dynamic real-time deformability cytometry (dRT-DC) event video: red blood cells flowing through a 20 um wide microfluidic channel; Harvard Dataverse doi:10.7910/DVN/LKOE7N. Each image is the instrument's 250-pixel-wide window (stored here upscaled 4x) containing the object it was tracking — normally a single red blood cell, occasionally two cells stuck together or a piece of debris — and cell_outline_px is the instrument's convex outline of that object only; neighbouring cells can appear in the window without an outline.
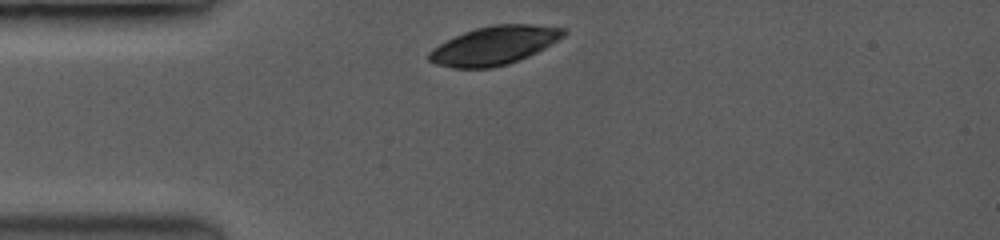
{"species": "common noctule bat (a hibernating species)", "species_latin": "Nyctalus noctula", "temperature_condition": "room temperature", "stored_images_in_passage": 3, "camera_frame_rate_fps": 3500, "um_per_image_px": 0.085, "animal": {"sex": "female", "body_mass_g": 19.0, "forearm_length_mm": 53.3}, "frame": {"image": 1, "passage_image": 1, "time_ms": 0.0, "image_size_px": [1000, 240], "cell_outline_px": [[568, 32], [564, 36], [544, 48], [528, 56], [508, 64], [488, 68], [452, 68], [436, 64], [428, 60], [428, 52], [432, 48], [464, 32], [476, 28], [492, 24], [532, 24], [564, 28]], "centroid_in_image_um": [42.01, 3.86], "position_along_channel_um": 43.0, "area_um2": 30.06}}